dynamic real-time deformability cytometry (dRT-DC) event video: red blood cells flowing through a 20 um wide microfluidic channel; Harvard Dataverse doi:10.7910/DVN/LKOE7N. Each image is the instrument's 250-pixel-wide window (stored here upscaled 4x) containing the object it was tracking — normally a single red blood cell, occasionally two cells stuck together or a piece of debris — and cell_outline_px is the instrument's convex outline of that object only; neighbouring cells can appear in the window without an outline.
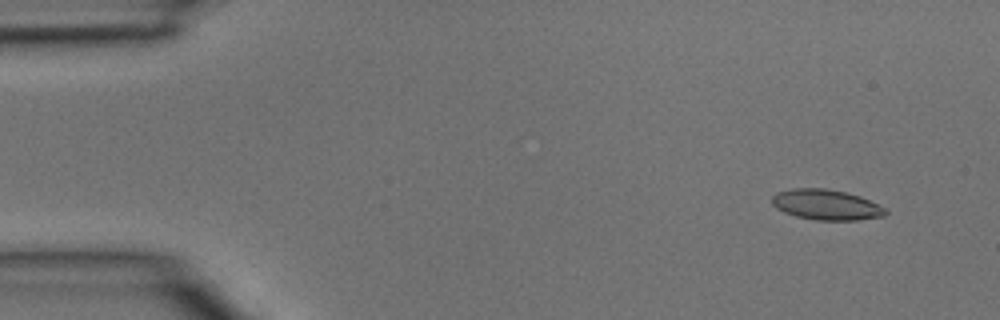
{"species": "common noctule bat (a hibernating species)", "species_latin": "Nyctalus noctula", "temperature_condition": "room temperature", "stored_images_in_passage": 4, "segment_of_instrument_passage": [1, 2], "camera_frame_rate_fps": 3000, "um_per_image_px": 0.085, "animal": {"sex": "male", "body_mass_g": 15.6}, "frame": {"image": 1, "passage_image": 1, "time_ms": 0.0, "image_size_px": [1000, 320], "cell_outline_px": [[888, 212], [884, 216], [856, 220], [816, 220], [796, 216], [784, 212], [776, 208], [772, 204], [772, 196], [776, 192], [792, 188], [824, 188], [844, 192], [860, 196], [888, 208]], "centroid_in_image_um": [70.24, 17.4], "position_along_channel_um": 14.8, "area_um2": 20.23}}